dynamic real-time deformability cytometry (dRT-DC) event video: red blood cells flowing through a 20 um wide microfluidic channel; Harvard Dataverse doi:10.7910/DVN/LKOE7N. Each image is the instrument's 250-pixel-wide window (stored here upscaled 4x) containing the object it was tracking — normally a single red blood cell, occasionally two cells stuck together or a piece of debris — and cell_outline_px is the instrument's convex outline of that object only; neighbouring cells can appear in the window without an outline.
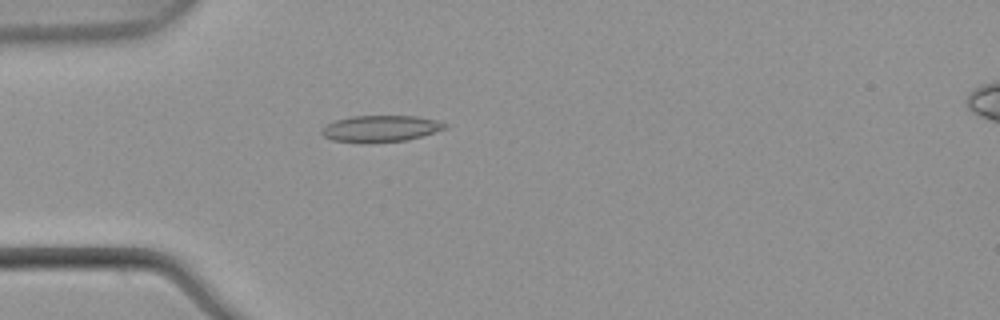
{"species": "common noctule bat (a hibernating species)", "species_latin": "Nyctalus noctula", "temperature_condition": "warm", "stored_images_in_passage": 4, "camera_frame_rate_fps": 3000, "um_per_image_px": 0.085, "animal": {"sex": "male", "body_mass_g": 21.5, "forearm_length_mm": 52.0}, "frame": {"image": 1, "passage_image": 4, "time_ms": 1.0, "image_size_px": [1000, 320], "cell_outline_px": [[448, 128], [408, 140], [332, 140], [324, 136], [320, 132], [320, 128], [336, 120], [352, 116], [416, 116], [436, 120], [448, 124]], "centroid_in_image_um": [32.4, 10.88], "position_along_channel_um": 52.6, "area_um2": 18.21}}